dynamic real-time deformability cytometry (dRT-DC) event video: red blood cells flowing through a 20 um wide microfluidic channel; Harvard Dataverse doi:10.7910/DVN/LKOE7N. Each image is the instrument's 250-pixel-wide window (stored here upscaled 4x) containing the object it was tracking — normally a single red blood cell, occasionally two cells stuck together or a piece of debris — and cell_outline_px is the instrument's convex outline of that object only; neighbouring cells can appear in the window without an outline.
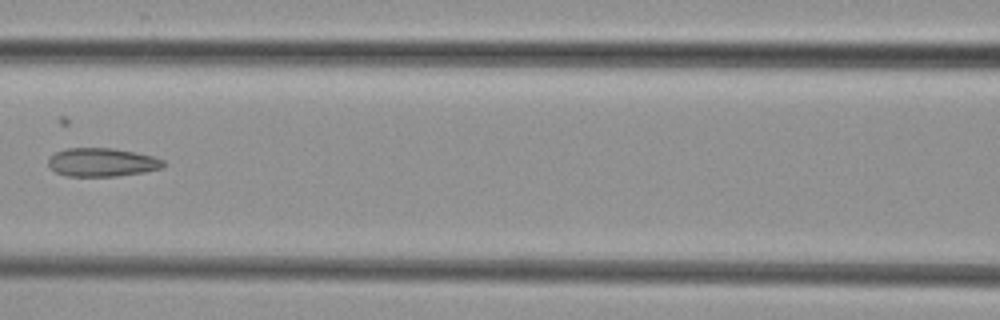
{"species": "common noctule bat (a hibernating species)", "species_latin": "Nyctalus noctula", "temperature_condition": "cold", "stored_images_in_passage": 5, "camera_frame_rate_fps": 3000, "um_per_image_px": 0.085, "animal": {"sex": "female", "body_mass_g": 29.2, "forearm_length_mm": 56.3}, "frame": {"image": 1, "passage_image": 4, "time_ms": 3.667, "image_size_px": [1000, 320], "cell_outline_px": [[164, 168], [144, 172], [116, 176], [64, 176], [56, 172], [48, 164], [48, 156], [56, 152], [68, 148], [112, 148], [136, 152], [152, 156], [164, 160]], "centroid_in_image_um": [8.67, 13.79], "position_along_channel_um": 157.9, "area_um2": 19.19}}
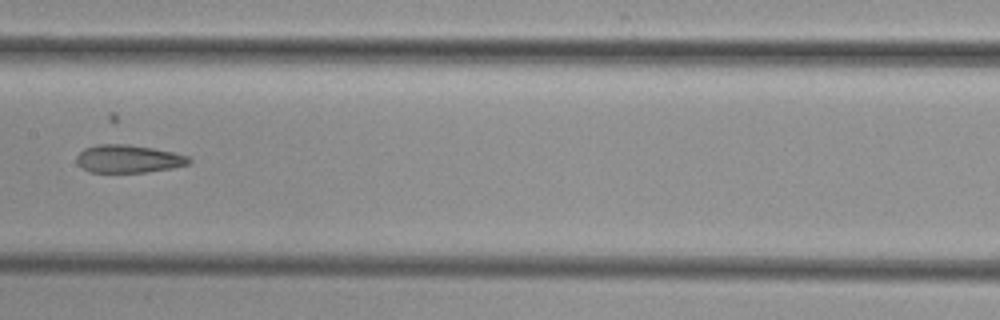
{"frame": {"image": 2, "passage_image": 5, "time_ms": 4.667, "image_size_px": [1000, 320], "cell_outline_px": [[192, 160], [188, 164], [172, 168], [148, 172], [88, 172], [76, 160], [76, 156], [84, 148], [96, 144], [128, 144], [152, 148], [172, 152], [188, 156]], "centroid_in_image_um": [10.91, 13.49], "position_along_channel_um": 196.5, "area_um2": 18.21}}